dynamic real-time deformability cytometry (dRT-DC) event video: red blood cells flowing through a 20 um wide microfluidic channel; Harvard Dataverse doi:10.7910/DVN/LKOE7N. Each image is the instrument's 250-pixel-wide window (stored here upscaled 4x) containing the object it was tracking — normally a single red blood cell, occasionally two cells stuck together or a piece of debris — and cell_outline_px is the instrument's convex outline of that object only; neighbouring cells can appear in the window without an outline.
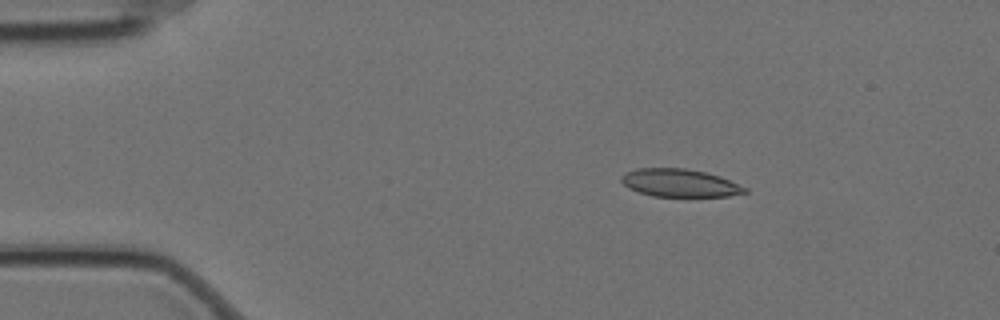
{"species": "Egyptian fruit bat (a non-hibernating species)", "species_latin": "Rousettus aegyptiacus", "temperature_condition": "cold", "stored_images_in_passage": 6, "camera_frame_rate_fps": 3000, "um_per_image_px": 0.085, "animal": {"sex": "female"}, "frame": {"image": 1, "passage_image": 3, "time_ms": 0.667, "image_size_px": [1000, 320], "cell_outline_px": [[748, 192], [728, 196], [652, 196], [628, 188], [620, 180], [620, 176], [624, 172], [636, 168], [684, 168], [704, 172], [720, 176], [748, 188]], "centroid_in_image_um": [57.75, 15.54], "position_along_channel_um": 27.2, "area_um2": 20.06}}
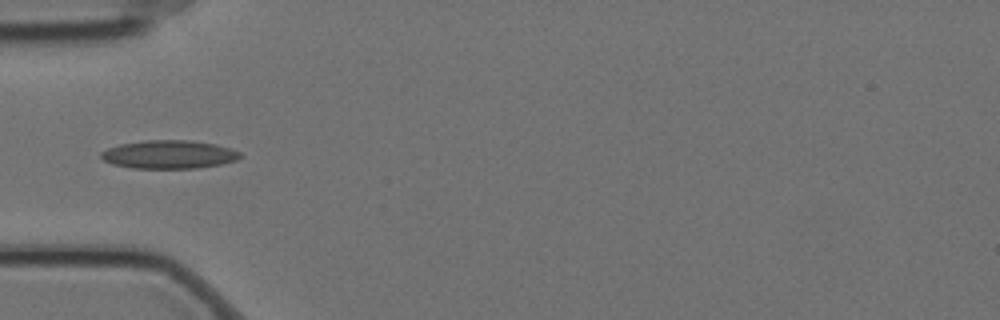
{"frame": {"image": 2, "passage_image": 5, "time_ms": 1.333, "image_size_px": [1000, 320], "cell_outline_px": [[240, 156], [236, 160], [220, 164], [196, 168], [132, 168], [112, 164], [104, 160], [100, 156], [100, 152], [108, 148], [120, 144], [144, 140], [192, 140], [216, 144], [232, 148], [240, 152]], "centroid_in_image_um": [14.35, 13.12], "position_along_channel_um": 70.6, "area_um2": 23.0}}
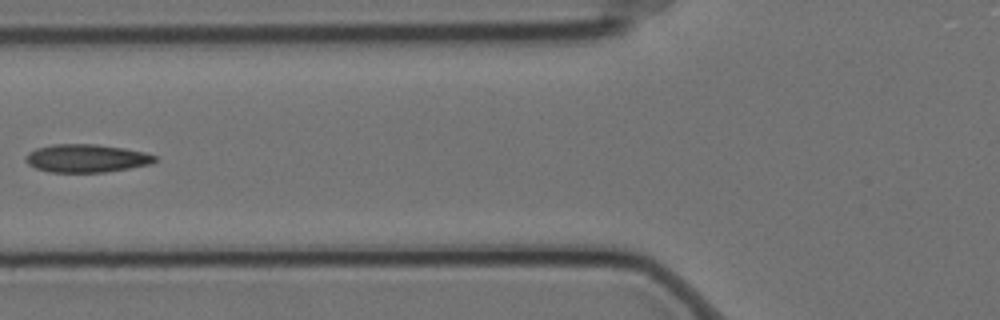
{"frame": {"image": 3, "passage_image": 6, "time_ms": 1.667, "image_size_px": [1000, 320], "cell_outline_px": [[160, 156], [152, 164], [104, 172], [48, 172], [36, 168], [28, 164], [24, 160], [24, 156], [28, 152], [36, 148], [52, 144], [96, 144], [124, 148], [144, 152]], "centroid_in_image_um": [7.34, 13.45], "position_along_channel_um": 118.5, "area_um2": 21.33}}